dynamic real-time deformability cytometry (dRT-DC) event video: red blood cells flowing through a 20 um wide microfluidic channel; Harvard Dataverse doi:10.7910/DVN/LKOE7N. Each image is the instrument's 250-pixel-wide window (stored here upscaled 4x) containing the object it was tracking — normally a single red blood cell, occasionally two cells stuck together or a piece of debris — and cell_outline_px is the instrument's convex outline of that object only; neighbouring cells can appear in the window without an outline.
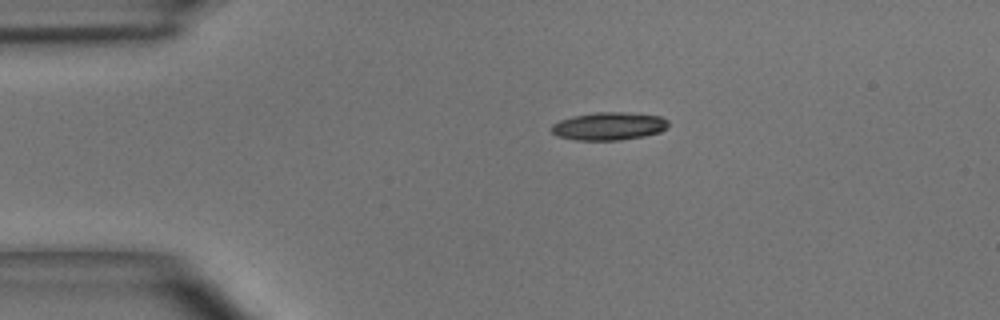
{"species": "common noctule bat (a hibernating species)", "species_latin": "Nyctalus noctula", "temperature_condition": "room temperature", "stored_images_in_passage": 41, "camera_frame_rate_fps": 3000, "um_per_image_px": 0.085, "animal": {"sex": "male", "body_mass_g": 15.6}, "frame": {"image": 1, "passage_image": 1, "time_ms": 0.0, "image_size_px": [1000, 320], "cell_outline_px": [[668, 128], [660, 132], [644, 136], [620, 140], [576, 140], [556, 136], [552, 132], [552, 124], [560, 120], [572, 116], [596, 112], [624, 112], [660, 116], [668, 120]], "centroid_in_image_um": [51.76, 10.72], "position_along_channel_um": 33.2, "area_um2": 19.07}}
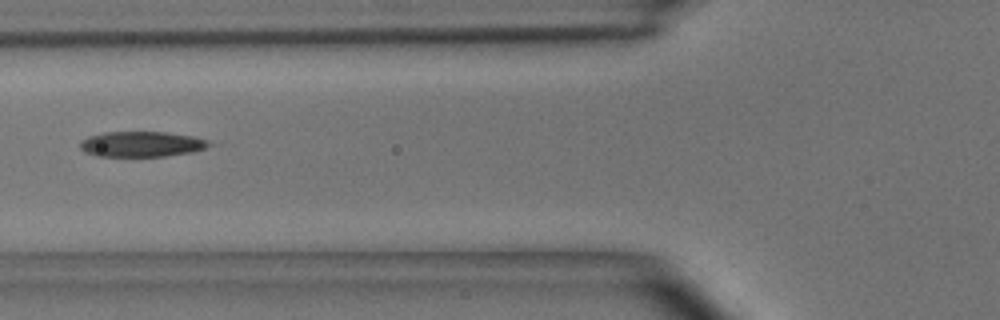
{"frame": {"image": 2, "passage_image": 10, "time_ms": 3.0, "image_size_px": [1000, 320], "cell_outline_px": [[212, 144], [204, 148], [192, 152], [164, 156], [96, 156], [84, 152], [80, 148], [80, 140], [88, 136], [104, 132], [168, 132], [196, 136], [208, 140]], "centroid_in_image_um": [12.02, 12.24], "position_along_channel_um": 113.8, "area_um2": 19.25}}
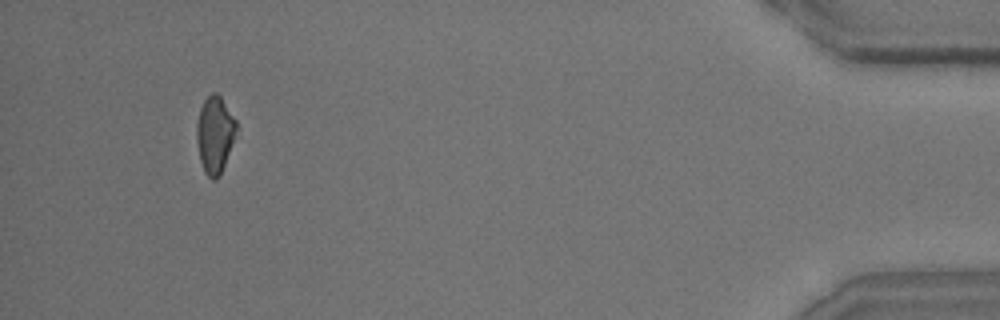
{"frame": {"image": 3, "passage_image": 38, "time_ms": 12.333, "image_size_px": [1000, 320], "cell_outline_px": [[236, 128], [224, 164], [216, 180], [212, 180], [204, 172], [200, 160], [196, 140], [196, 124], [200, 108], [204, 100], [212, 92], [216, 92], [220, 96], [236, 120]], "centroid_in_image_um": [18.22, 11.41], "position_along_channel_um": 417.0, "area_um2": 17.34}, "authors_computed_cell_mechanics": {"area_um2": 19.363, "velocity_mm_per_s": 3.9852, "shape_relaxation_time_tau1_ms": 3.4186, "shape_relaxation_time_tau2_ms": 3.7469, "deformation_change_tau1": 0.1315, "deformation_change_tau2": 0.1405}}